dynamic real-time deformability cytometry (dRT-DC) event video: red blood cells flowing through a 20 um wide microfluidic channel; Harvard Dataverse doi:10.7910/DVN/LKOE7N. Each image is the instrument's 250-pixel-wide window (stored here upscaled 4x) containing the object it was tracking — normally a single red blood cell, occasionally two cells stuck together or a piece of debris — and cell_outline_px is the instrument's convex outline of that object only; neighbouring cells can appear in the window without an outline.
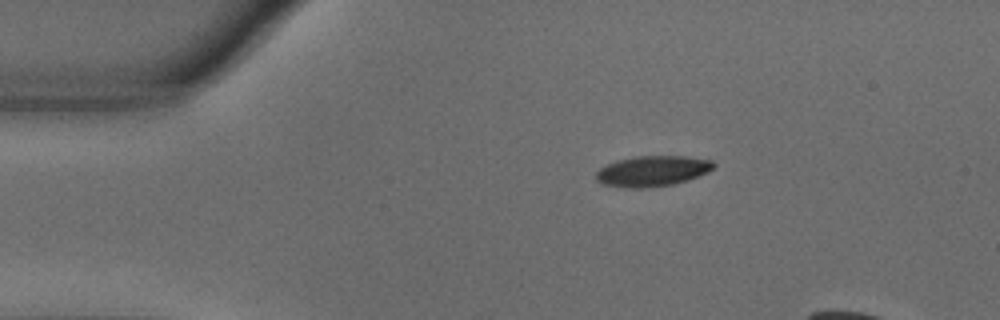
{"species": "common noctule bat (a hibernating species)", "species_latin": "Nyctalus noctula", "temperature_condition": "warm", "stored_images_in_passage": 40, "camera_frame_rate_fps": 3000, "um_per_image_px": 0.085, "animal": {"sex": "male", "body_mass_g": 18.8}, "frame": {"image": 1, "passage_image": 1, "time_ms": 0.0, "image_size_px": [1000, 320], "cell_outline_px": [[716, 164], [708, 172], [688, 180], [672, 184], [640, 188], [624, 188], [600, 184], [596, 180], [596, 172], [600, 168], [616, 160], [632, 156], [684, 156], [712, 160]], "centroid_in_image_um": [55.42, 14.54], "position_along_channel_um": 29.6, "area_um2": 21.04}}
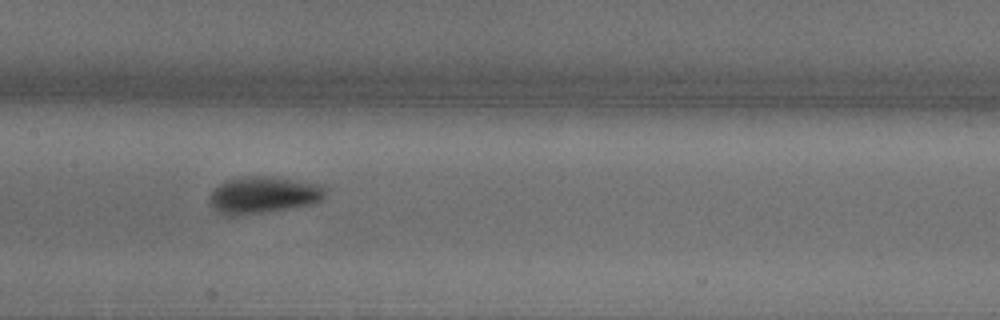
{"frame": {"image": 2, "passage_image": 18, "time_ms": 5.667, "image_size_px": [1000, 320], "cell_outline_px": [[328, 188], [324, 196], [320, 200], [308, 204], [260, 212], [232, 216], [220, 212], [212, 204], [212, 192], [220, 184], [228, 180], [244, 176], [272, 176], [324, 184]], "centroid_in_image_um": [22.47, 16.53], "position_along_channel_um": 184.9, "area_um2": 24.22}}
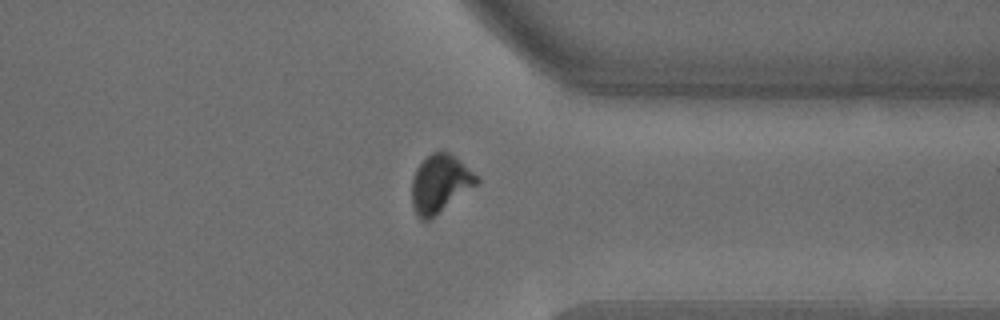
{"frame": {"image": 3, "passage_image": 34, "time_ms": 11.0, "image_size_px": [1000, 320], "cell_outline_px": [[480, 180], [476, 184], [428, 220], [420, 220], [412, 204], [412, 180], [416, 168], [432, 152], [448, 152], [472, 172]], "centroid_in_image_um": [37.35, 15.61], "position_along_channel_um": 374.1, "area_um2": 20.92}}